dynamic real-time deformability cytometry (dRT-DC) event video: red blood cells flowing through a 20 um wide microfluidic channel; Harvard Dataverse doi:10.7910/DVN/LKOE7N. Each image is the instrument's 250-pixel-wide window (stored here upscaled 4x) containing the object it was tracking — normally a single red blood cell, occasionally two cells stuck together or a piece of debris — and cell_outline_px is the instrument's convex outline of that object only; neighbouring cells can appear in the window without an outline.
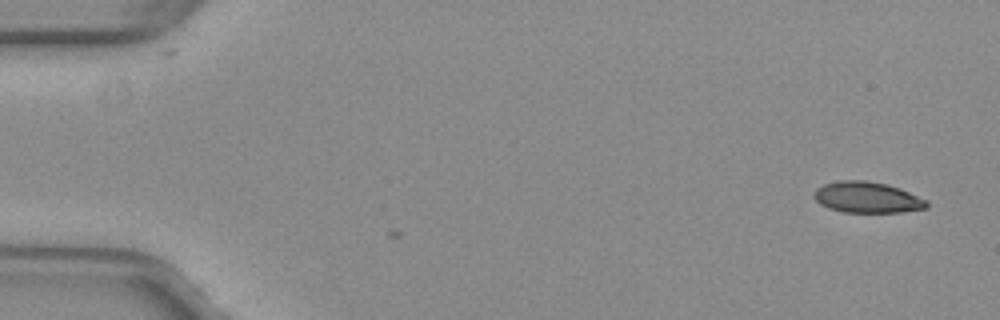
{"species": "common noctule bat (a hibernating species)", "species_latin": "Nyctalus noctula", "temperature_condition": "warm", "stored_images_in_passage": 4, "camera_frame_rate_fps": 3000, "um_per_image_px": 0.085, "animal": {"sex": "female", "body_mass_g": 29.2, "forearm_length_mm": 56.3}, "frame": {"image": 1, "passage_image": 4, "time_ms": 1.0, "image_size_px": [1000, 320], "cell_outline_px": [[928, 208], [900, 212], [844, 212], [828, 208], [820, 204], [816, 200], [816, 188], [824, 184], [840, 180], [868, 180], [888, 184], [900, 188], [928, 200]], "centroid_in_image_um": [73.75, 16.77], "position_along_channel_um": 11.2, "area_um2": 20.4}}